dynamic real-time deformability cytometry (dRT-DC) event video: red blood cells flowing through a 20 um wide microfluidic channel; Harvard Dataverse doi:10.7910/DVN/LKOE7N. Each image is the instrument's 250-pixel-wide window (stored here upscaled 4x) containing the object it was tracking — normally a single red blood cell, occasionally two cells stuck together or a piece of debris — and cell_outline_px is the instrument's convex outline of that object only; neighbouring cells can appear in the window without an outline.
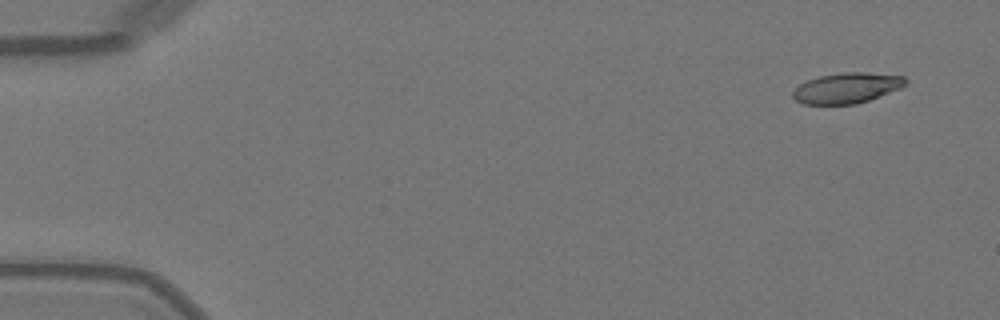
{"species": "Egyptian fruit bat (a non-hibernating species)", "species_latin": "Rousettus aegyptiacus", "temperature_condition": "warm", "stored_images_in_passage": 48, "camera_frame_rate_fps": 3000, "um_per_image_px": 0.085, "animal": {"sex": "female"}, "frame": {"image": 1, "passage_image": 1, "time_ms": 0.0, "image_size_px": [1000, 320], "cell_outline_px": [[908, 84], [900, 88], [868, 100], [856, 104], [804, 104], [796, 100], [792, 96], [792, 92], [800, 84], [808, 80], [820, 76], [840, 72], [864, 72], [904, 76], [908, 80]], "centroid_in_image_um": [72.0, 7.47], "position_along_channel_um": 13.0, "area_um2": 19.94}}
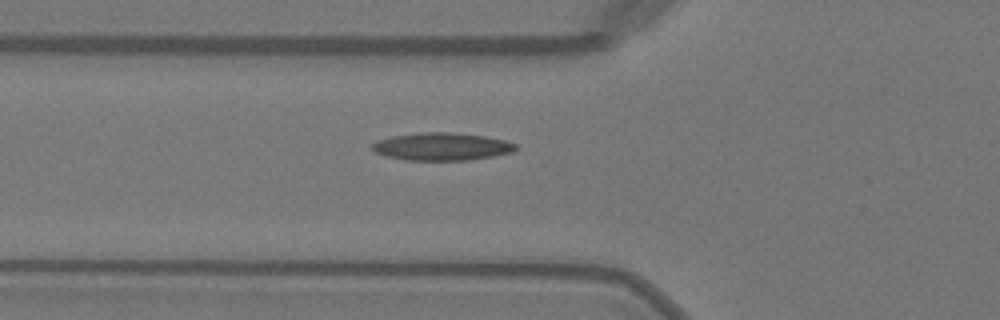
{"frame": {"image": 2, "passage_image": 16, "time_ms": 5.0, "image_size_px": [1000, 320], "cell_outline_px": [[516, 148], [512, 152], [492, 156], [468, 160], [404, 160], [388, 156], [376, 152], [372, 148], [372, 144], [376, 140], [392, 136], [420, 132], [452, 132], [484, 136], [504, 140], [516, 144]], "centroid_in_image_um": [37.53, 12.45], "position_along_channel_um": 88.3, "area_um2": 23.0}}
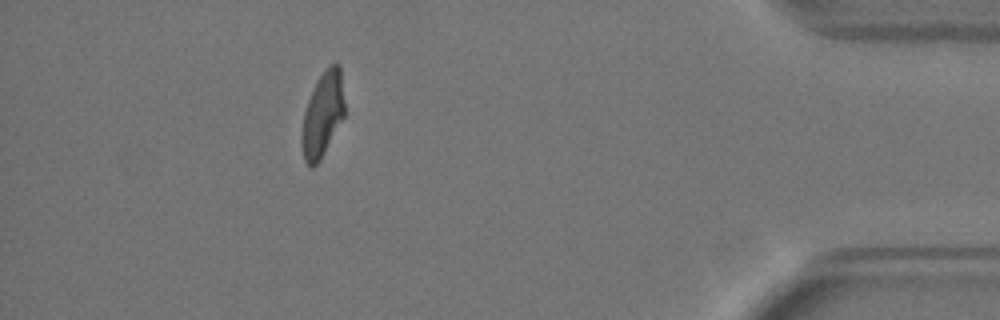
{"frame": {"image": 3, "passage_image": 43, "time_ms": 14.0, "image_size_px": [1000, 320], "cell_outline_px": [[344, 116], [320, 160], [312, 168], [304, 160], [300, 144], [300, 136], [304, 112], [308, 100], [320, 76], [336, 60], [340, 64], [344, 100]], "centroid_in_image_um": [27.41, 9.76], "position_along_channel_um": 407.8, "area_um2": 20.98}, "authors_computed_cell_mechanics": {"area_um2": 21.5883, "velocity_mm_per_s": 4.0855, "shape_relaxation_time_tau1_ms": 8.2885, "shape_relaxation_time_tau2_ms": 1.3996, "deformation_change_tau1": 0.2588, "deformation_change_tau2": 0.0731}}